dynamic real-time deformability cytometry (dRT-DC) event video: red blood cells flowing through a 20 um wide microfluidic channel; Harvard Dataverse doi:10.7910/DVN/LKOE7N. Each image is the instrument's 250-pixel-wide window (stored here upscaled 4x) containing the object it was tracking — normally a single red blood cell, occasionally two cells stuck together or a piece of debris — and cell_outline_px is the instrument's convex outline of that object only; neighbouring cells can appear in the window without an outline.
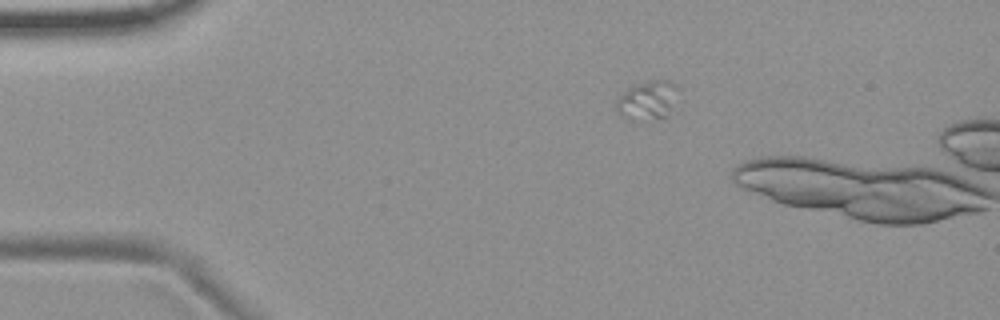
{"species": "common noctule bat (a hibernating species)", "species_latin": "Nyctalus noctula", "temperature_condition": "room temperature", "stored_images_in_passage": 5, "camera_frame_rate_fps": 3000, "um_per_image_px": 0.085, "animal": {"sex": "female", "body_mass_g": 19.9}, "frame": {"image": 1, "passage_image": 1, "time_ms": 0.0, "image_size_px": [1000, 320], "cell_outline_px": [[680, 88], [668, 116], [620, 116], [616, 108], [616, 100], [628, 88], [636, 84], [656, 80], [668, 80], [676, 84]], "centroid_in_image_um": [55.09, 8.43], "position_along_channel_um": 29.9, "area_um2": 13.18}}